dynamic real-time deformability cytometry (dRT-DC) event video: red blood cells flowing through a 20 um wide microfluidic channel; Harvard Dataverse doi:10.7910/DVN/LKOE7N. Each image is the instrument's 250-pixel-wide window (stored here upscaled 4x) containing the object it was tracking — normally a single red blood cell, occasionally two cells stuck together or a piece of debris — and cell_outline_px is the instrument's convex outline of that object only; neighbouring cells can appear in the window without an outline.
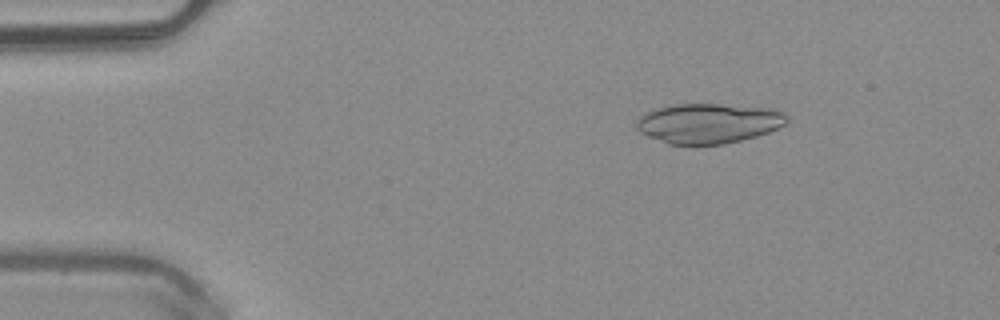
{"species": "common noctule bat (a hibernating species)", "species_latin": "Nyctalus noctula", "temperature_condition": "warm", "stored_images_in_passage": 49, "camera_frame_rate_fps": 3000, "um_per_image_px": 0.085, "animal": {"sex": "male", "body_mass_g": 20.4}, "frame": {"image": 1, "passage_image": 7, "time_ms": 2.0, "image_size_px": [1000, 320], "cell_outline_px": [[788, 120], [784, 124], [768, 132], [756, 136], [724, 144], [668, 144], [648, 136], [640, 132], [636, 128], [636, 120], [644, 112], [656, 108], [676, 104], [720, 104], [772, 108], [784, 112], [788, 116]], "centroid_in_image_um": [60.21, 10.47], "position_along_channel_um": 24.8, "area_um2": 35.03}}